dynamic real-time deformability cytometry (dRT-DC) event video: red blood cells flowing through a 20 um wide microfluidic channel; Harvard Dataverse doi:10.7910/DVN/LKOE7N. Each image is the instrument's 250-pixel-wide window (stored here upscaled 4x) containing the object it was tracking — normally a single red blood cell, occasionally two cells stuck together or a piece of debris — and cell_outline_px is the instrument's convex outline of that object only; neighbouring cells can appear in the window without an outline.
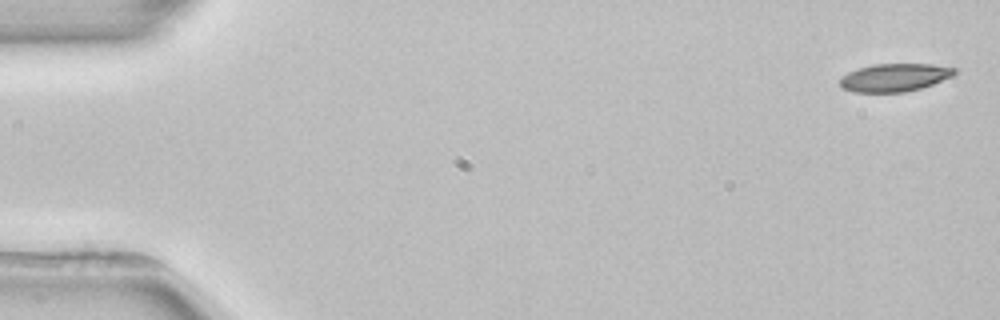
{"species": "common noctule bat (a hibernating species)", "species_latin": "Nyctalus noctula", "temperature_condition": "room temperature", "stored_images_in_passage": 4, "camera_frame_rate_fps": 3000, "um_per_image_px": 0.085, "animal": {"sex": "female", "body_mass_g": 22.7, "forearm_length_mm": 54.2}, "frame": {"image": 1, "passage_image": 1, "time_ms": 0.0, "image_size_px": [1000, 320], "cell_outline_px": [[956, 72], [952, 76], [932, 84], [920, 88], [904, 92], [852, 92], [840, 88], [840, 76], [848, 72], [872, 64], [932, 64], [956, 68]], "centroid_in_image_um": [75.99, 6.59], "position_along_channel_um": 9.0, "area_um2": 18.67}}
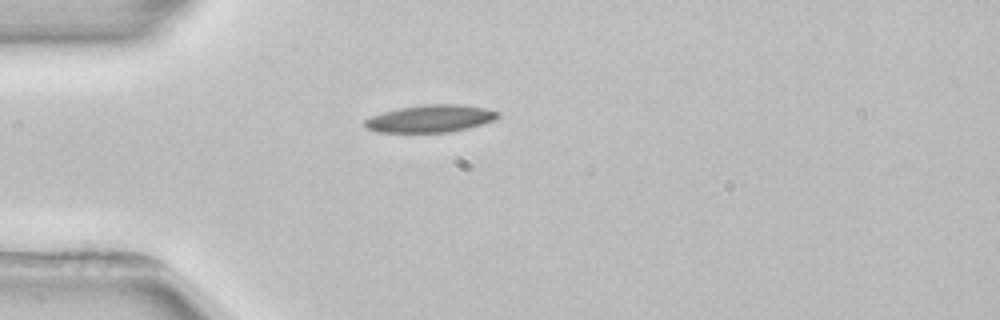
{"frame": {"image": 2, "passage_image": 4, "time_ms": 4.333, "image_size_px": [1000, 320], "cell_outline_px": [[500, 116], [492, 120], [468, 128], [448, 132], [376, 132], [364, 128], [364, 120], [372, 116], [384, 112], [400, 108], [424, 104], [460, 104], [484, 108], [500, 112]], "centroid_in_image_um": [36.56, 10.08], "position_along_channel_um": 48.4, "area_um2": 21.1}}